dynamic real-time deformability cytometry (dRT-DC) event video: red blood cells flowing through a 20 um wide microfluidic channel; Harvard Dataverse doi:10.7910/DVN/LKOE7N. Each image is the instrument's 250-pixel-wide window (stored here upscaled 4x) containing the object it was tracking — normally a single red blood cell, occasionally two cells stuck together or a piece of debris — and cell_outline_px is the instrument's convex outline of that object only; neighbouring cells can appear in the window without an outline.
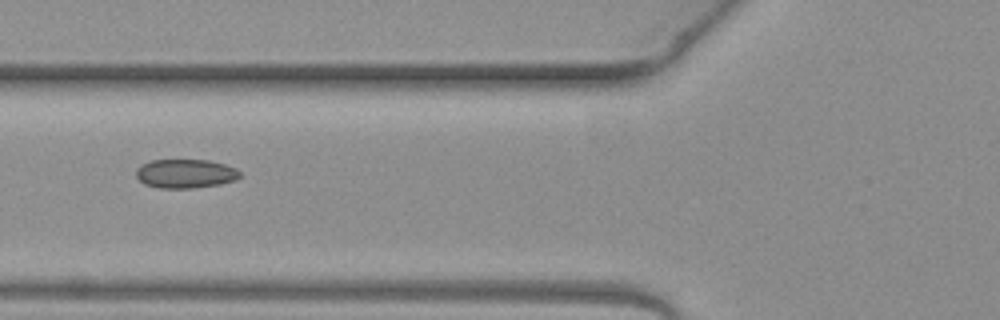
{"species": "common noctule bat (a hibernating species)", "species_latin": "Nyctalus noctula", "temperature_condition": "warm", "stored_images_in_passage": 4, "camera_frame_rate_fps": 3000, "um_per_image_px": 0.085, "animal": {"sex": "female", "body_mass_g": 19.3, "forearm_length_mm": 54.1}, "frame": {"image": 1, "passage_image": 4, "time_ms": 1.0, "image_size_px": [1000, 320], "cell_outline_px": [[240, 176], [236, 180], [220, 184], [192, 188], [160, 188], [144, 184], [136, 176], [136, 168], [140, 164], [152, 160], [208, 160], [224, 164], [236, 168], [240, 172]], "centroid_in_image_um": [15.75, 14.75], "position_along_channel_um": 110.1, "area_um2": 17.57}}